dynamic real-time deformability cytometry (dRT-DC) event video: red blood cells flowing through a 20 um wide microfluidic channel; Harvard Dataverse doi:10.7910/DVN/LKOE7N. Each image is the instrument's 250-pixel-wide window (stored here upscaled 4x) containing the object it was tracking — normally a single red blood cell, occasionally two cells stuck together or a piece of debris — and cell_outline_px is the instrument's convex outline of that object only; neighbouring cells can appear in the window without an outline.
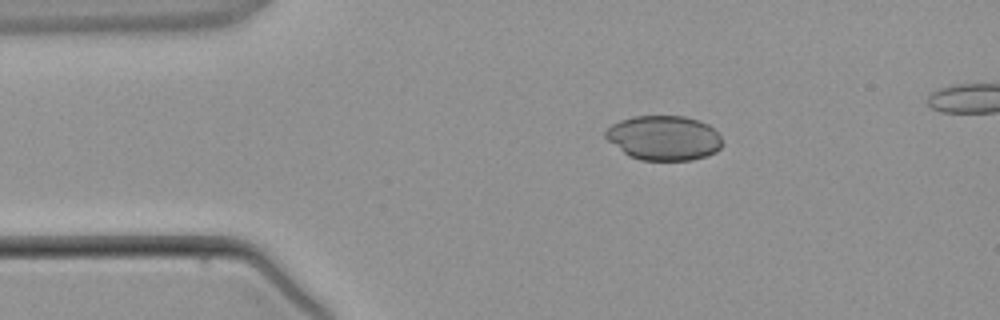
{"species": "common noctule bat (a hibernating species)", "species_latin": "Nyctalus noctula", "temperature_condition": "warm", "stored_images_in_passage": 3, "camera_frame_rate_fps": 3000, "um_per_image_px": 0.085, "animal": {"sex": "male", "body_mass_g": 21.5, "forearm_length_mm": 52.0}, "frame": {"image": 1, "passage_image": 1, "time_ms": 0.0, "image_size_px": [1000, 320], "cell_outline_px": [[724, 144], [716, 152], [692, 160], [640, 160], [628, 156], [608, 140], [604, 136], [604, 132], [612, 124], [620, 120], [632, 116], [684, 116], [700, 120], [708, 124], [720, 136]], "centroid_in_image_um": [56.43, 11.72], "position_along_channel_um": 28.6, "area_um2": 30.52}}